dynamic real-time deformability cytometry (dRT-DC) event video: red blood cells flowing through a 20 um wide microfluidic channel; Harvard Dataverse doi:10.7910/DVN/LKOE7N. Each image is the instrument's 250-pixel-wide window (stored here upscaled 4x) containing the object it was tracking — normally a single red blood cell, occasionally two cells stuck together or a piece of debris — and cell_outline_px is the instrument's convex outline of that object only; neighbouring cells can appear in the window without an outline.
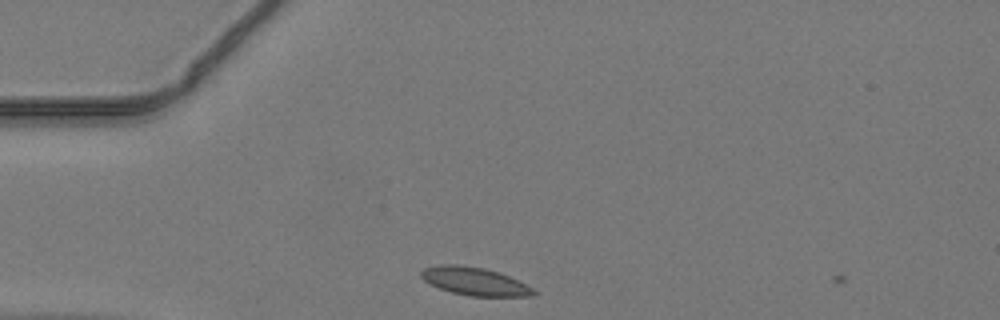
{"species": "common noctule bat (a hibernating species)", "species_latin": "Nyctalus noctula", "temperature_condition": "warm", "stored_images_in_passage": 2, "camera_frame_rate_fps": 3000, "um_per_image_px": 0.085, "animal": {"sex": "male", "body_mass_g": 19.2, "forearm_length_mm": 51.8}, "frame": {"image": 1, "passage_image": 1, "time_ms": 0.0, "image_size_px": [1000, 320], "cell_outline_px": [[540, 292], [536, 296], [472, 296], [452, 292], [440, 288], [424, 280], [420, 276], [420, 272], [424, 268], [440, 264], [456, 264], [484, 268], [508, 276]], "centroid_in_image_um": [40.35, 23.91], "position_along_channel_um": 44.6, "area_um2": 18.15}}